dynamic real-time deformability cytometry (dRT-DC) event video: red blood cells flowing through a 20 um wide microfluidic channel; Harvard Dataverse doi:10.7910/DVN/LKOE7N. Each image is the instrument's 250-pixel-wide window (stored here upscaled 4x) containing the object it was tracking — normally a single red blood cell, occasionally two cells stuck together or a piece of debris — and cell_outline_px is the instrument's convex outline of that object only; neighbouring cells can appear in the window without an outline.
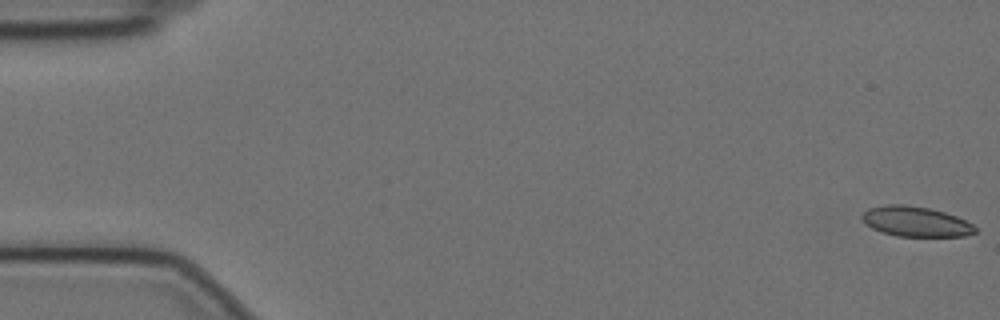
{"species": "Egyptian fruit bat (a non-hibernating species)", "species_latin": "Rousettus aegyptiacus", "temperature_condition": "cold", "stored_images_in_passage": 36, "camera_frame_rate_fps": 3000, "um_per_image_px": 0.085, "animal": {"sex": "female"}, "frame": {"image": 1, "passage_image": 1, "time_ms": 0.0, "image_size_px": [1000, 320], "cell_outline_px": [[976, 232], [964, 236], [896, 236], [880, 232], [872, 228], [860, 216], [868, 208], [884, 204], [904, 204], [928, 208], [944, 212], [956, 216], [972, 224], [976, 228]], "centroid_in_image_um": [77.81, 18.83], "position_along_channel_um": 7.2, "area_um2": 19.77}}
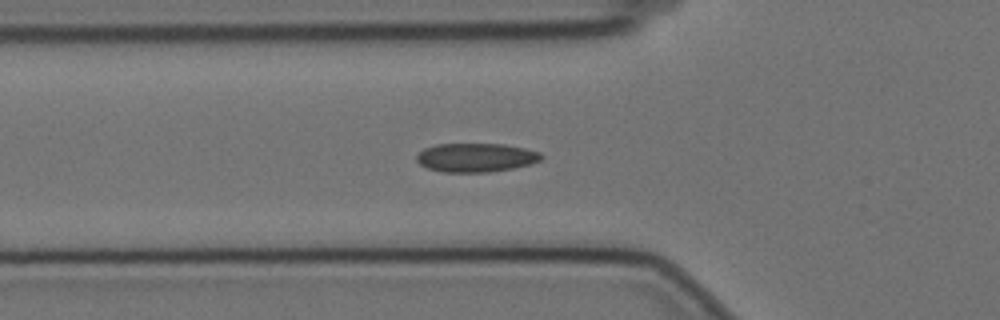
{"frame": {"image": 2, "passage_image": 20, "time_ms": 6.333, "image_size_px": [1000, 320], "cell_outline_px": [[544, 156], [540, 160], [532, 164], [512, 168], [488, 172], [444, 172], [428, 168], [420, 164], [416, 160], [416, 156], [424, 148], [436, 144], [504, 144], [524, 148], [540, 152]], "centroid_in_image_um": [40.46, 13.39], "position_along_channel_um": 85.3, "area_um2": 20.92}}
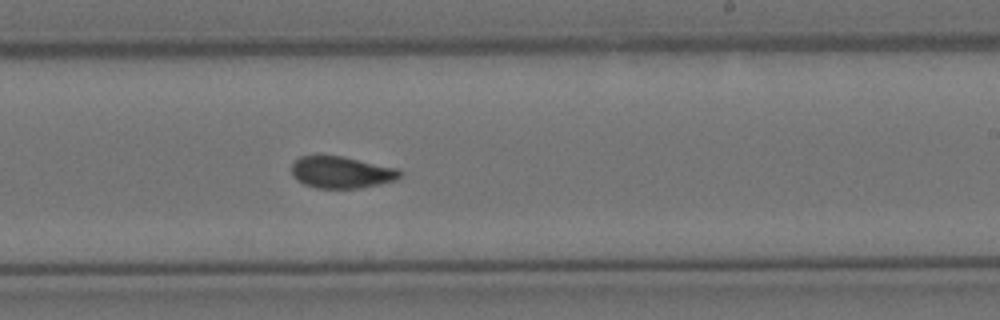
{"frame": {"image": 3, "passage_image": 35, "time_ms": 11.333, "image_size_px": [1000, 320], "cell_outline_px": [[404, 172], [396, 180], [380, 184], [360, 188], [316, 188], [304, 184], [296, 180], [292, 176], [292, 164], [300, 156], [316, 152], [344, 156], [396, 168]], "centroid_in_image_um": [28.97, 14.6], "position_along_channel_um": 260.0, "area_um2": 20.75}}